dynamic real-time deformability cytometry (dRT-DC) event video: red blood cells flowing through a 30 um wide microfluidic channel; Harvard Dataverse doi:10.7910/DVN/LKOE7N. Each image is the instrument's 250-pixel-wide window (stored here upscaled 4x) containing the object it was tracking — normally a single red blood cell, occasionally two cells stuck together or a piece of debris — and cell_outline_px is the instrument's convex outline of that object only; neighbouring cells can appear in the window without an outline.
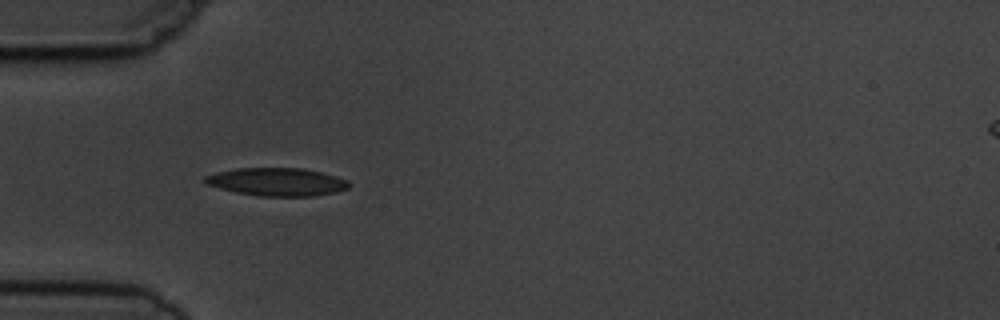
{"species": "common noctule bat (a hibernating species)", "species_latin": "Nyctalus noctula", "temperature_condition": "cold", "stored_images_in_passage": 7, "camera_frame_rate_fps": 3000, "um_per_image_px": 0.085, "animal": {"sex": "male", "body_mass_g": 19.5, "forearm_length_mm": 54.6}, "frame": {"image": 1, "passage_image": 4, "time_ms": 4.333, "image_size_px": [1000, 320], "cell_outline_px": [[348, 188], [336, 192], [316, 196], [256, 196], [236, 192], [204, 184], [204, 176], [216, 172], [236, 168], [304, 168], [336, 176], [348, 180]], "centroid_in_image_um": [23.51, 15.46], "position_along_channel_um": 61.5, "area_um2": 23.58}}
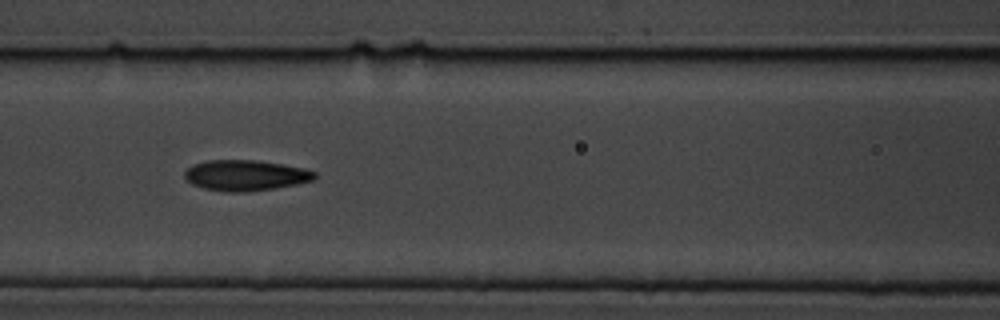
{"frame": {"image": 2, "passage_image": 6, "time_ms": 6.667, "image_size_px": [1000, 320], "cell_outline_px": [[316, 176], [312, 180], [296, 184], [276, 188], [244, 192], [224, 192], [204, 188], [192, 184], [184, 176], [184, 172], [188, 168], [196, 164], [208, 160], [256, 160], [304, 168], [316, 172]], "centroid_in_image_um": [20.87, 14.91], "position_along_channel_um": 145.7, "area_um2": 23.06}}
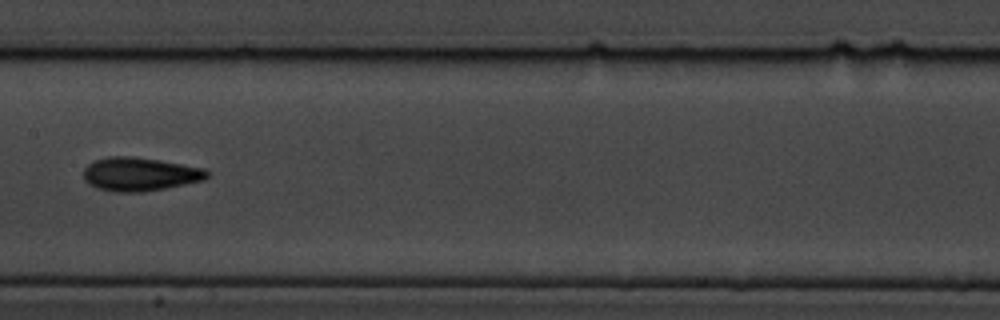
{"frame": {"image": 3, "passage_image": 7, "time_ms": 8.0, "image_size_px": [1000, 320], "cell_outline_px": [[208, 176], [204, 180], [144, 192], [116, 192], [96, 188], [88, 184], [84, 180], [84, 168], [92, 160], [108, 156], [132, 156], [160, 160], [204, 168], [208, 172]], "centroid_in_image_um": [11.84, 14.8], "position_along_channel_um": 195.6, "area_um2": 24.28}}